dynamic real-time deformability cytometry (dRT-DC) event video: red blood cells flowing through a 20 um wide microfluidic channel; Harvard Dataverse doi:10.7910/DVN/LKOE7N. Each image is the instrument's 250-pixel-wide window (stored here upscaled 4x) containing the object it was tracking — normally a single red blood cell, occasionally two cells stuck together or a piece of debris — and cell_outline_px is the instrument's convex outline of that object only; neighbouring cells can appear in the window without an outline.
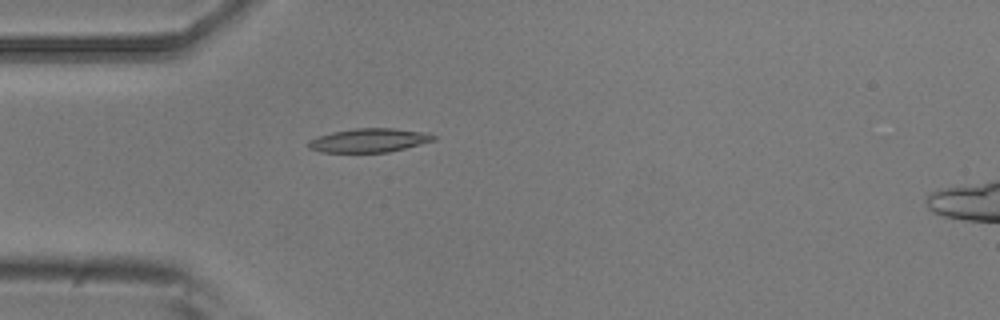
{"species": "common noctule bat (a hibernating species)", "species_latin": "Nyctalus noctula", "temperature_condition": "room temperature", "stored_images_in_passage": 29, "camera_frame_rate_fps": 3000, "um_per_image_px": 0.085, "animal": {"sex": "male", "body_mass_g": 20.5, "forearm_length_mm": 52.5}, "frame": {"image": 1, "passage_image": 15, "time_ms": 4.667, "image_size_px": [1000, 320], "cell_outline_px": [[436, 140], [388, 152], [320, 152], [308, 148], [308, 140], [332, 132], [356, 128], [396, 128], [428, 132], [436, 136]], "centroid_in_image_um": [31.4, 11.92], "position_along_channel_um": 53.6, "area_um2": 17.4}}
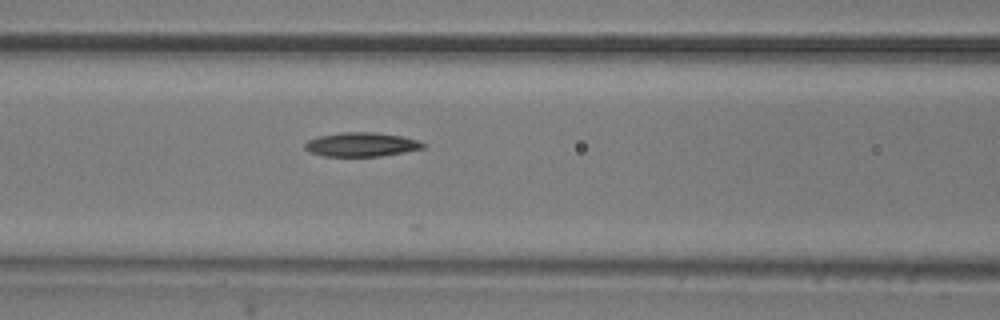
{"frame": {"image": 2, "passage_image": 22, "time_ms": 7.0, "image_size_px": [1000, 320], "cell_outline_px": [[428, 144], [424, 148], [404, 152], [380, 156], [324, 156], [312, 152], [304, 148], [304, 144], [308, 140], [320, 136], [340, 132], [376, 132], [404, 136], [420, 140]], "centroid_in_image_um": [30.79, 12.27], "position_along_channel_um": 135.8, "area_um2": 16.7}}
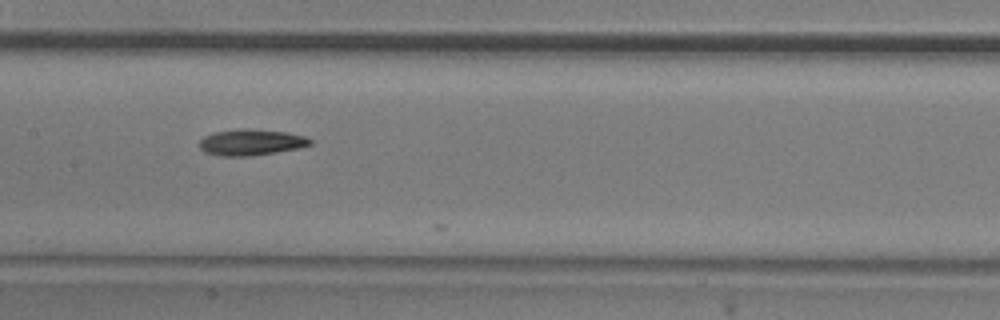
{"frame": {"image": 3, "passage_image": 26, "time_ms": 8.333, "image_size_px": [1000, 320], "cell_outline_px": [[312, 144], [296, 148], [252, 156], [220, 156], [204, 152], [200, 148], [200, 140], [204, 136], [216, 132], [244, 128], [248, 128], [288, 132], [304, 136], [312, 140]], "centroid_in_image_um": [21.33, 12.09], "position_along_channel_um": 186.1, "area_um2": 16.76}}